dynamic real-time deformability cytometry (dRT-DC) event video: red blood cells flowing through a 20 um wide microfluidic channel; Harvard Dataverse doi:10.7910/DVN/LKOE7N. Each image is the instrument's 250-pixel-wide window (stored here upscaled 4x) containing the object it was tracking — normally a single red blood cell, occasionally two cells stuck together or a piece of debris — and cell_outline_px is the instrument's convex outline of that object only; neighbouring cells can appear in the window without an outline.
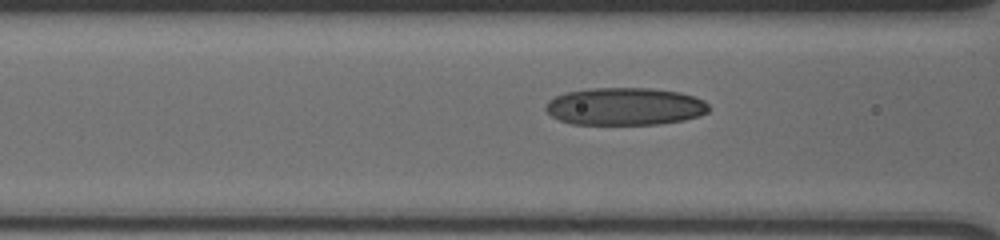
{"species": "human", "species_latin": "Homo sapiens", "temperature_condition": "cold", "stored_images_in_passage": 26, "segment_of_instrument_passage": [2, 2], "camera_frame_rate_fps": 3000, "um_per_image_px": 0.085, "donor": {"sex": "male"}, "frame": {"image": 1, "passage_image": 23, "time_ms": 7.333, "image_size_px": [1000, 240], "cell_outline_px": [[708, 112], [700, 116], [684, 120], [660, 124], [572, 124], [560, 120], [552, 116], [544, 108], [548, 100], [564, 92], [592, 88], [652, 88], [680, 92], [704, 100], [708, 104]], "centroid_in_image_um": [53.12, 9.04], "position_along_channel_um": 113.5, "area_um2": 35.84}}